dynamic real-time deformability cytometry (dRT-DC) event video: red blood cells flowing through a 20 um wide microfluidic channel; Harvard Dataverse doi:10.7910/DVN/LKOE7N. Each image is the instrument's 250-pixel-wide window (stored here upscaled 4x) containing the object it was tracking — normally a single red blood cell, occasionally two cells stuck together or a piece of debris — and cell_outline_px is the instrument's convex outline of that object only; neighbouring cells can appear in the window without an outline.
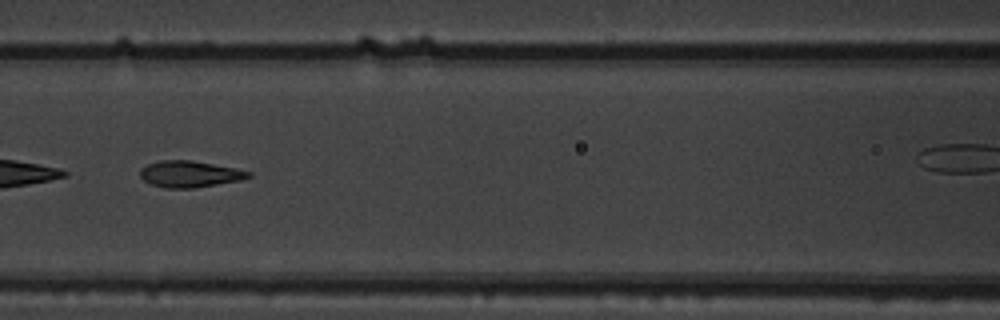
{"species": "common noctule bat (a hibernating species)", "species_latin": "Nyctalus noctula", "temperature_condition": "warm", "stored_images_in_passage": 10, "camera_frame_rate_fps": 3000, "um_per_image_px": 0.085, "animal": {"sex": "male", "body_mass_g": 19.5, "forearm_length_mm": 54.6}, "frame": {"image": 1, "passage_image": 7, "time_ms": 2.0, "image_size_px": [1000, 320], "cell_outline_px": [[252, 176], [240, 180], [196, 188], [164, 188], [152, 184], [144, 180], [140, 176], [140, 168], [148, 164], [160, 160], [192, 160], [236, 168], [252, 172]], "centroid_in_image_um": [16.13, 14.79], "position_along_channel_um": 150.5, "area_um2": 16.76}}
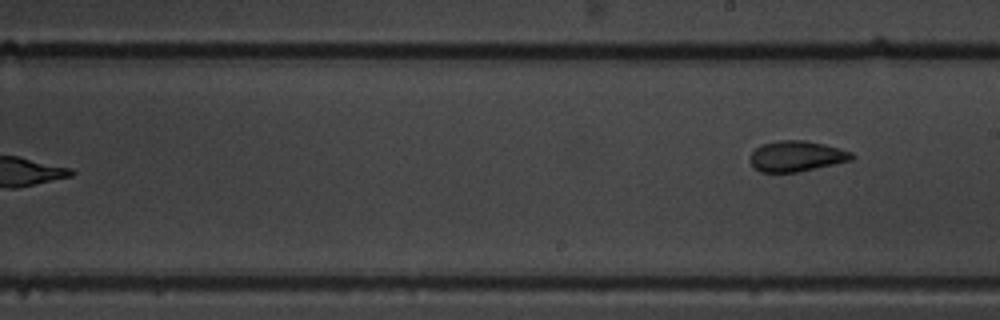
{"frame": {"image": 2, "passage_image": 10, "time_ms": 3.0, "image_size_px": [1000, 320], "cell_outline_px": [[856, 156], [852, 160], [796, 172], [760, 172], [752, 168], [748, 160], [752, 152], [760, 144], [780, 140], [804, 140], [824, 144], [840, 148], [852, 152]], "centroid_in_image_um": [67.66, 13.27], "position_along_channel_um": 221.3, "area_um2": 18.32}}